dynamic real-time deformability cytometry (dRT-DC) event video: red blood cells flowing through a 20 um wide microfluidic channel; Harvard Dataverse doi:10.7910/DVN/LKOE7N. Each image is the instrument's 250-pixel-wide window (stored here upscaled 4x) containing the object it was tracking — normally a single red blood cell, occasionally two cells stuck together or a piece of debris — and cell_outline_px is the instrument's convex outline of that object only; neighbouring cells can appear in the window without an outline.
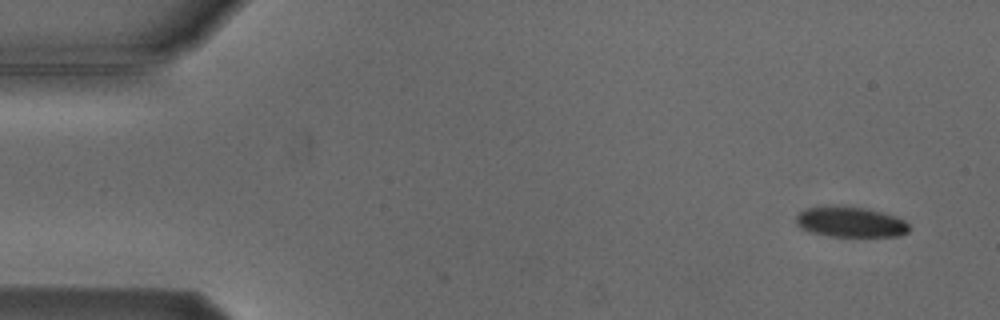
{"species": "Egyptian fruit bat (a non-hibernating species)", "species_latin": "Rousettus aegyptiacus", "temperature_condition": "cold", "stored_images_in_passage": 2, "camera_frame_rate_fps": 3000, "um_per_image_px": 0.085, "animal": {"sex": "male"}, "frame": {"image": 1, "passage_image": 1, "time_ms": 0.0, "image_size_px": [1000, 320], "cell_outline_px": [[908, 232], [900, 236], [832, 236], [812, 232], [800, 228], [796, 224], [796, 216], [804, 208], [824, 204], [832, 204], [868, 208], [896, 216], [904, 220], [908, 224]], "centroid_in_image_um": [72.25, 18.83], "position_along_channel_um": 12.8, "area_um2": 20.46}}